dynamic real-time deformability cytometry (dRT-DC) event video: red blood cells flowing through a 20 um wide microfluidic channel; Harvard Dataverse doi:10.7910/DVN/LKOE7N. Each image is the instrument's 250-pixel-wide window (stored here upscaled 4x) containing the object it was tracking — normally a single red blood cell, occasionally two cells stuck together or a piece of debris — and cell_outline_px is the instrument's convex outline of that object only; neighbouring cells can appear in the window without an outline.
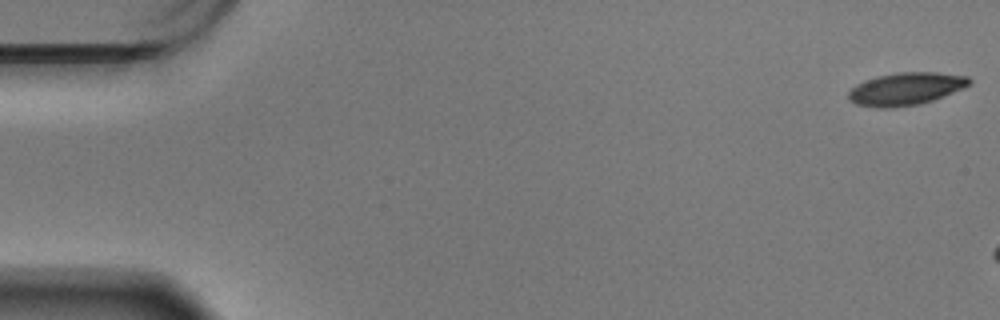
{"species": "Egyptian fruit bat (a non-hibernating species)", "species_latin": "Rousettus aegyptiacus", "temperature_condition": "warm", "stored_images_in_passage": 19, "camera_frame_rate_fps": 3000, "um_per_image_px": 0.085, "animal": {"sex": "male"}, "frame": {"image": 1, "passage_image": 1, "time_ms": 0.0, "image_size_px": [1000, 320], "cell_outline_px": [[972, 84], [964, 88], [932, 100], [920, 104], [892, 108], [876, 108], [856, 104], [848, 100], [848, 92], [856, 84], [864, 80], [876, 76], [900, 72], [936, 72], [968, 76], [972, 80]], "centroid_in_image_um": [76.99, 7.55], "position_along_channel_um": 8.0, "area_um2": 23.18}}
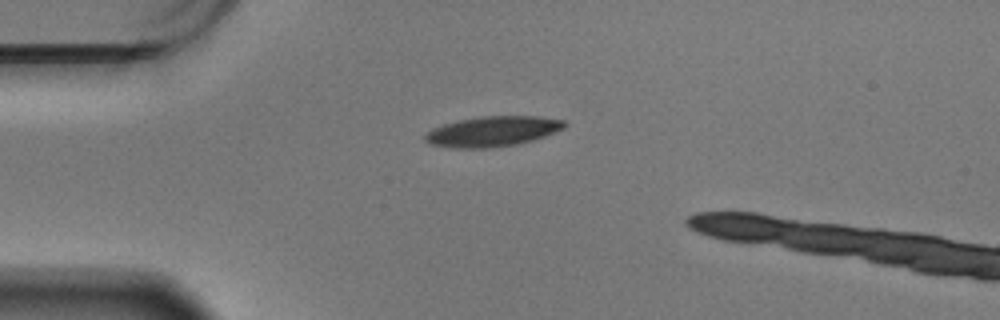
{"frame": {"image": 2, "passage_image": 15, "time_ms": 4.667, "image_size_px": [1000, 320], "cell_outline_px": [[568, 124], [564, 128], [544, 136], [532, 140], [516, 144], [488, 148], [452, 148], [432, 144], [424, 140], [424, 136], [432, 128], [456, 120], [480, 116], [536, 116], [564, 120]], "centroid_in_image_um": [41.85, 11.16], "position_along_channel_um": 43.1, "area_um2": 24.51}}